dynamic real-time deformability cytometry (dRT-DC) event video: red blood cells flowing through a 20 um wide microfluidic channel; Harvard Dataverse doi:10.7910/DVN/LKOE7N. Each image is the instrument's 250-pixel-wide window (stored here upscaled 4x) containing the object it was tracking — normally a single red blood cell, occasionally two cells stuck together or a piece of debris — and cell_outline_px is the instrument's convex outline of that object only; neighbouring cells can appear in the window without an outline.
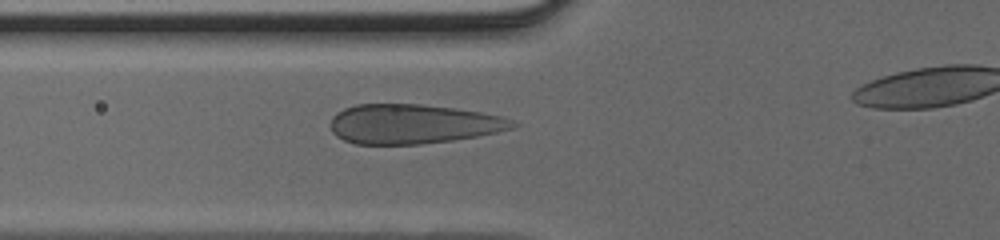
{"species": "human", "species_latin": "Homo sapiens", "temperature_condition": "cold", "stored_images_in_passage": 26, "camera_frame_rate_fps": 3000, "um_per_image_px": 0.085, "donor": {"sex": "male"}, "frame": {"image": 1, "passage_image": 2, "time_ms": 0.333, "image_size_px": [1000, 240], "cell_outline_px": [[520, 124], [512, 128], [496, 132], [476, 136], [452, 140], [420, 144], [356, 144], [344, 140], [336, 136], [332, 132], [332, 116], [336, 112], [344, 108], [356, 104], [420, 104], [456, 108], [480, 112], [500, 116], [512, 120]], "centroid_in_image_um": [35.08, 10.53], "position_along_channel_um": 90.7, "area_um2": 41.85}}
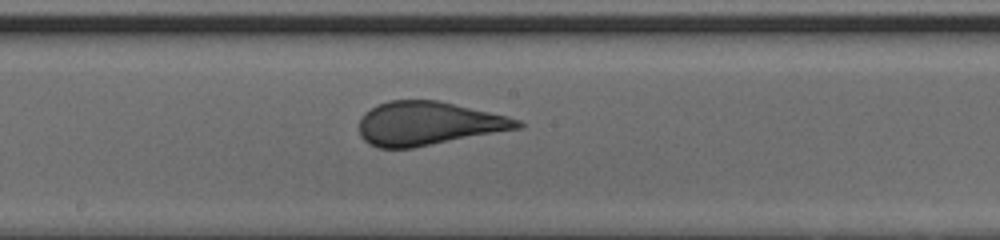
{"frame": {"image": 2, "passage_image": 10, "time_ms": 3.0, "image_size_px": [1000, 240], "cell_outline_px": [[524, 128], [412, 148], [376, 148], [368, 144], [360, 136], [360, 116], [364, 112], [376, 104], [388, 100], [440, 100], [508, 116], [520, 120], [524, 124]], "centroid_in_image_um": [36.41, 10.49], "position_along_channel_um": 211.8, "area_um2": 40.81}}
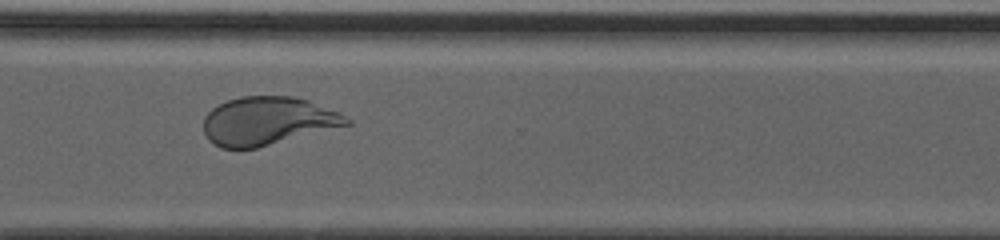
{"frame": {"image": 3, "passage_image": 19, "time_ms": 6.0, "image_size_px": [1000, 240], "cell_outline_px": [[352, 124], [256, 148], [220, 148], [212, 144], [208, 140], [204, 132], [204, 116], [212, 108], [228, 100], [244, 96], [292, 96], [308, 100], [340, 112], [352, 120]], "centroid_in_image_um": [22.76, 10.28], "position_along_channel_um": 347.8, "area_um2": 40.29}}